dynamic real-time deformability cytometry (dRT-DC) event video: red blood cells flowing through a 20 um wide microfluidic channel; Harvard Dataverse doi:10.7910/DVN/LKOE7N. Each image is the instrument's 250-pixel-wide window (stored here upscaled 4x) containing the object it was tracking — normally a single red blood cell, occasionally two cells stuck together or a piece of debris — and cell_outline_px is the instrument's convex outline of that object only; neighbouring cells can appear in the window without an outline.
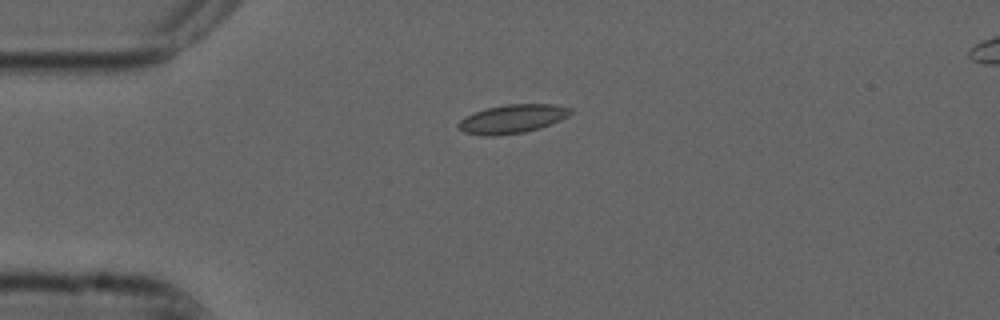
{"species": "common noctule bat (a hibernating species)", "species_latin": "Nyctalus noctula", "temperature_condition": "cold", "stored_images_in_passage": 39, "camera_frame_rate_fps": 3000, "um_per_image_px": 0.085, "animal": {"sex": "male", "forearm_length_mm": 52.5}, "frame": {"image": 1, "passage_image": 1, "time_ms": 0.0, "image_size_px": [1000, 320], "cell_outline_px": [[572, 112], [568, 116], [560, 120], [540, 128], [524, 132], [492, 136], [484, 136], [464, 132], [456, 124], [464, 116], [488, 108], [508, 104], [556, 104], [572, 108]], "centroid_in_image_um": [43.56, 10.1], "position_along_channel_um": 41.4, "area_um2": 18.67}}
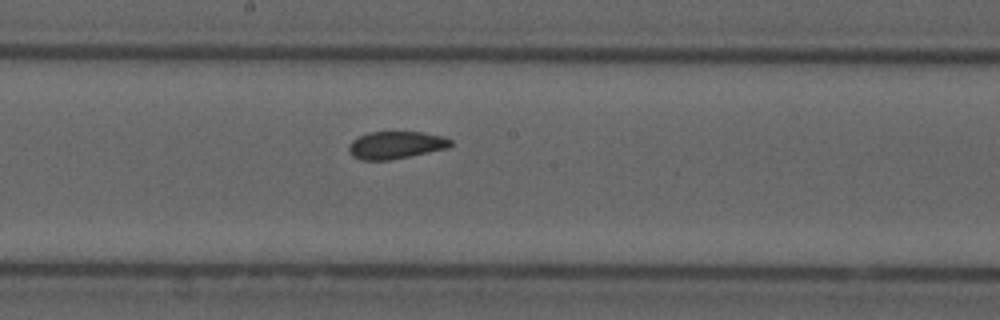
{"frame": {"image": 2, "passage_image": 17, "time_ms": 5.333, "image_size_px": [1000, 320], "cell_outline_px": [[452, 144], [448, 148], [392, 160], [360, 160], [352, 156], [348, 152], [348, 148], [352, 140], [368, 132], [424, 132], [444, 136], [452, 140]], "centroid_in_image_um": [33.65, 12.33], "position_along_channel_um": 214.6, "area_um2": 16.47}}
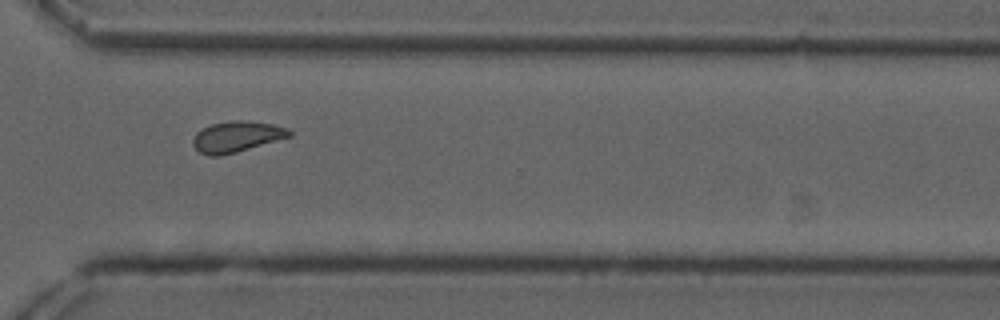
{"frame": {"image": 3, "passage_image": 28, "time_ms": 9.0, "image_size_px": [1000, 320], "cell_outline_px": [[292, 136], [236, 152], [220, 156], [208, 156], [200, 152], [192, 144], [192, 140], [196, 132], [212, 124], [236, 120], [240, 120], [272, 124], [288, 128], [292, 132]], "centroid_in_image_um": [20.12, 11.62], "position_along_channel_um": 350.5, "area_um2": 17.17}, "authors_computed_cell_mechanics": {"area_um2": 16.762, "velocity_mm_per_s": 3.7158, "shape_relaxation_time_tau1_ms": 3.8532, "shape_relaxation_time_tau2_ms": 1.7434, "deformation_change_tau1": 0.0951, "deformation_change_tau2": 0.0683}}